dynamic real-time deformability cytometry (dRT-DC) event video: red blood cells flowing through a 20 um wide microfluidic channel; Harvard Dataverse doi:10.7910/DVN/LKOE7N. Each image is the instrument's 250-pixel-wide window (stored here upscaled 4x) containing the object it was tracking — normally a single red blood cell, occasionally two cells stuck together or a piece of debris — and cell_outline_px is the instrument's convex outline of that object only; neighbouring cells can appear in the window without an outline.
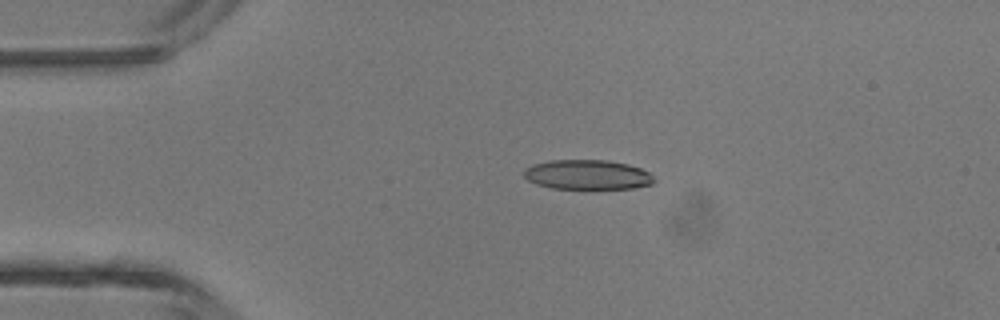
{"species": "common noctule bat (a hibernating species)", "species_latin": "Nyctalus noctula", "temperature_condition": "room temperature", "stored_images_in_passage": 4, "camera_frame_rate_fps": 3000, "um_per_image_px": 0.085, "animal": {"sex": "male", "body_mass_g": 13.3}, "frame": {"image": 1, "passage_image": 3, "time_ms": 3.0, "image_size_px": [1000, 320], "cell_outline_px": [[656, 180], [652, 184], [632, 188], [552, 188], [536, 184], [528, 180], [524, 176], [524, 168], [532, 164], [552, 160], [608, 160], [628, 164], [640, 168], [648, 172]], "centroid_in_image_um": [49.92, 14.84], "position_along_channel_um": 35.1, "area_um2": 22.43}}